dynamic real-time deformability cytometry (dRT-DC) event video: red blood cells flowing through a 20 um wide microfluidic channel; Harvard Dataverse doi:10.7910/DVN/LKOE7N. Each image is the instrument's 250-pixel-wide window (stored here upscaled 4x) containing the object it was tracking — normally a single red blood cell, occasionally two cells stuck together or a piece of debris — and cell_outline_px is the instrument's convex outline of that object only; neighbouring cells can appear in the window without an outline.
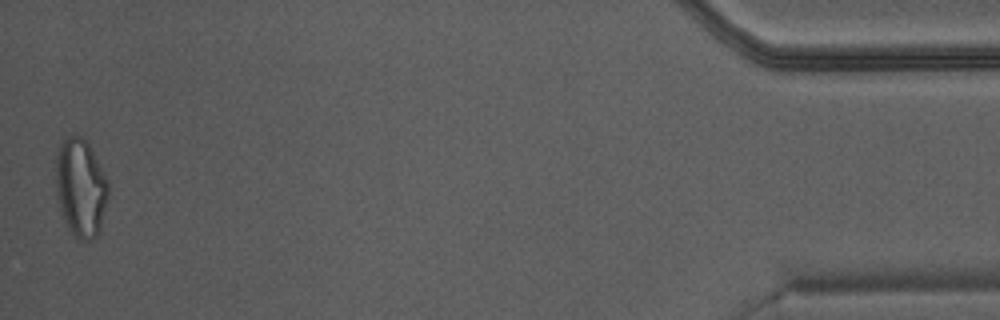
{"species": "Egyptian fruit bat (a non-hibernating species)", "species_latin": "Rousettus aegyptiacus", "temperature_condition": "warm", "stored_images_in_passage": 48, "camera_frame_rate_fps": 3000, "um_per_image_px": 0.085, "animal": {"sex": "male"}, "frame": {"image": 1, "passage_image": 48, "time_ms": 15.667, "image_size_px": [1000, 320], "cell_outline_px": [[108, 196], [100, 228], [96, 236], [88, 240], [84, 240], [76, 236], [68, 228], [64, 220], [60, 208], [56, 184], [56, 156], [60, 144], [68, 136], [76, 132], [84, 136], [108, 180]], "centroid_in_image_um": [6.86, 15.89], "position_along_channel_um": 428.3, "area_um2": 29.82}}